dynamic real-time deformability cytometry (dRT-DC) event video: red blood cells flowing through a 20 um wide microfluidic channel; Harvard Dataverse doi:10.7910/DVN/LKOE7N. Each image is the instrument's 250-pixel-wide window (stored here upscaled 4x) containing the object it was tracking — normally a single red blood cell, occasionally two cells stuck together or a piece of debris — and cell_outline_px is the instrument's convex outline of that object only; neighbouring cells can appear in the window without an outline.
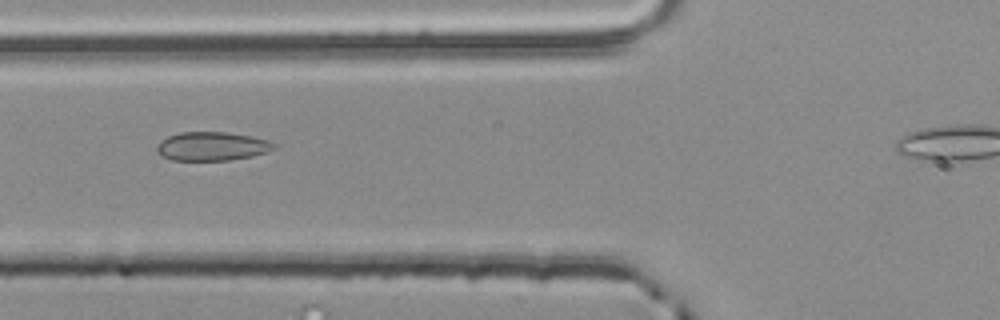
{"species": "common noctule bat (a hibernating species)", "species_latin": "Nyctalus noctula", "temperature_condition": "room temperature", "stored_images_in_passage": 2, "camera_frame_rate_fps": 3000, "um_per_image_px": 0.085, "animal": {"sex": "male", "body_mass_g": 20.4}, "frame": {"image": 1, "passage_image": 2, "time_ms": 0.333, "image_size_px": [1000, 320], "cell_outline_px": [[276, 148], [252, 156], [228, 160], [172, 160], [160, 156], [156, 152], [156, 148], [168, 136], [180, 132], [228, 132], [252, 136], [268, 140], [276, 144]], "centroid_in_image_um": [18.02, 12.43], "position_along_channel_um": 107.8, "area_um2": 19.54}}